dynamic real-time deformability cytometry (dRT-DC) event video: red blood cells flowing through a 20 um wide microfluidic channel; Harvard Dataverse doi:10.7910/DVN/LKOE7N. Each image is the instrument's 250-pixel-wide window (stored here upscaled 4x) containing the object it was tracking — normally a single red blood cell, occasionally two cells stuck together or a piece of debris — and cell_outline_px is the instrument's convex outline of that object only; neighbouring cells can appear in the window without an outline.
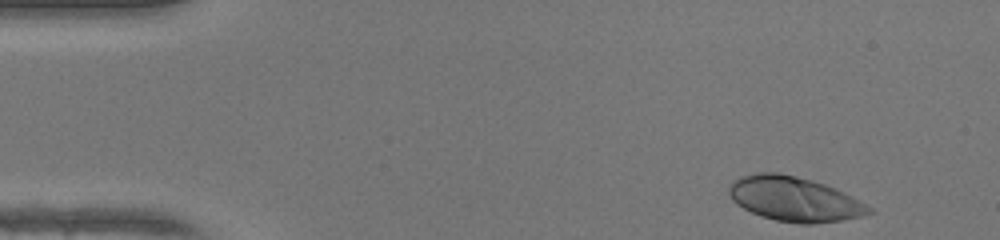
{"species": "human", "species_latin": "Homo sapiens", "temperature_condition": "warm", "stored_images_in_passage": 45, "camera_frame_rate_fps": 3000, "um_per_image_px": 0.085, "donor": {"sex": "female"}, "frame": {"image": 1, "passage_image": 1, "time_ms": 0.0, "image_size_px": [1000, 240], "cell_outline_px": [[876, 212], [864, 216], [840, 220], [812, 224], [800, 224], [776, 220], [760, 216], [744, 208], [732, 200], [728, 192], [728, 188], [732, 180], [744, 176], [760, 172], [776, 172], [796, 176], [812, 180], [824, 184], [852, 196], [872, 208]], "centroid_in_image_um": [67.53, 16.92], "position_along_channel_um": 17.5, "area_um2": 36.3}}
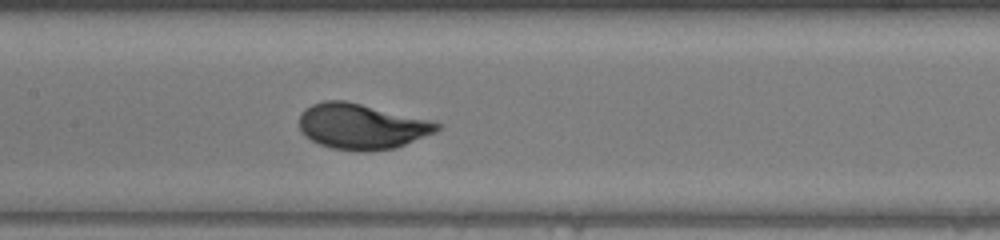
{"frame": {"image": 2, "passage_image": 20, "time_ms": 6.333, "image_size_px": [1000, 240], "cell_outline_px": [[440, 128], [436, 132], [396, 148], [368, 152], [356, 152], [332, 148], [320, 144], [304, 136], [300, 132], [300, 112], [304, 108], [312, 104], [324, 100], [344, 100], [428, 120], [440, 124]], "centroid_in_image_um": [30.69, 10.76], "position_along_channel_um": 176.7, "area_um2": 36.53}}
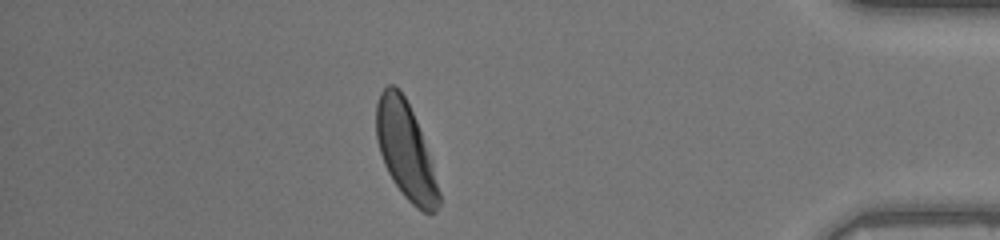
{"frame": {"image": 3, "passage_image": 39, "time_ms": 12.667, "image_size_px": [1000, 240], "cell_outline_px": [[440, 204], [436, 212], [424, 212], [416, 208], [404, 196], [392, 180], [384, 164], [376, 140], [376, 104], [380, 92], [388, 84], [392, 84], [400, 88], [416, 120], [440, 192]], "centroid_in_image_um": [34.44, 12.79], "position_along_channel_um": 400.8, "area_um2": 34.68}, "authors_computed_cell_mechanics": {"area_um2": 35.3158, "velocity_mm_per_s": 4.2078, "shape_relaxation_time_tau1_ms": 2.0668, "shape_relaxation_time_tau2_ms": null, "deformation_change_tau1": 0.1571, "deformation_change_tau2": null}}